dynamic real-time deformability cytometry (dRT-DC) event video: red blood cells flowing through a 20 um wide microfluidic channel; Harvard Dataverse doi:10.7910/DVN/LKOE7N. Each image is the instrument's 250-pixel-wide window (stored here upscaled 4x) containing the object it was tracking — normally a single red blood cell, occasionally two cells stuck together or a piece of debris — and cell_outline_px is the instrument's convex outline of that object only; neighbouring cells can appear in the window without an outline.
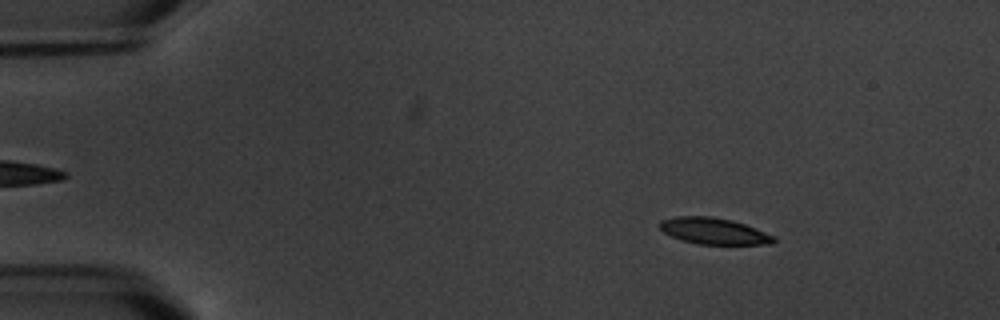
{"species": "common noctule bat (a hibernating species)", "species_latin": "Nyctalus noctula", "temperature_condition": "warm", "stored_images_in_passage": 5, "segment_of_instrument_passage": [1, 2], "camera_frame_rate_fps": 3000, "um_per_image_px": 0.085, "animal": {"sex": "male", "body_mass_g": 20.1, "forearm_length_mm": 53.5}, "frame": {"image": 1, "passage_image": 2, "time_ms": 1.333, "image_size_px": [1000, 320], "cell_outline_px": [[776, 240], [772, 244], [696, 244], [680, 240], [664, 232], [660, 228], [660, 220], [676, 216], [712, 216], [732, 220], [744, 224], [776, 236]], "centroid_in_image_um": [60.68, 19.64], "position_along_channel_um": 24.3, "area_um2": 17.57}}